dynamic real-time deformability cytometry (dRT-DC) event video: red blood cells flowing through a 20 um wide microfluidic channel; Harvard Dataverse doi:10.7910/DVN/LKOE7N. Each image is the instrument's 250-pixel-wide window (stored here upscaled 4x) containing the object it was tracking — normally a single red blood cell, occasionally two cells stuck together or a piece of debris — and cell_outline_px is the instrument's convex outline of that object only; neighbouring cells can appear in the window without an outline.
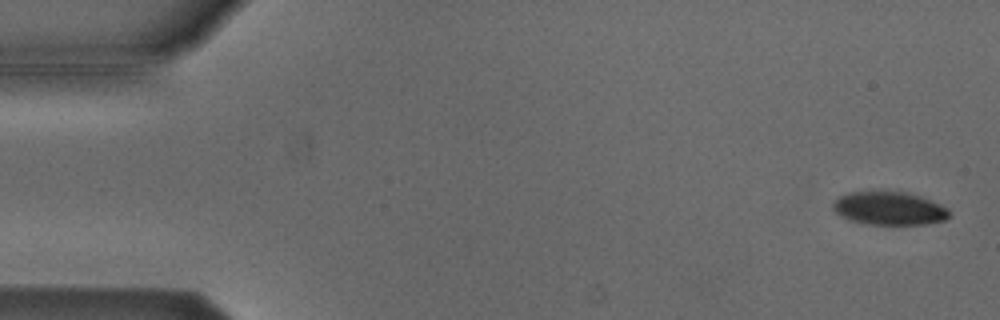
{"species": "Egyptian fruit bat (a non-hibernating species)", "species_latin": "Rousettus aegyptiacus", "temperature_condition": "cold", "stored_images_in_passage": 54, "camera_frame_rate_fps": 3000, "um_per_image_px": 0.085, "animal": {"sex": "male"}, "frame": {"image": 1, "passage_image": 2, "time_ms": 0.333, "image_size_px": [1000, 320], "cell_outline_px": [[952, 216], [944, 220], [928, 224], [868, 224], [848, 220], [840, 216], [832, 208], [832, 204], [840, 196], [848, 192], [908, 192], [920, 196], [940, 204], [948, 208]], "centroid_in_image_um": [75.6, 17.72], "position_along_channel_um": 9.4, "area_um2": 22.54}}
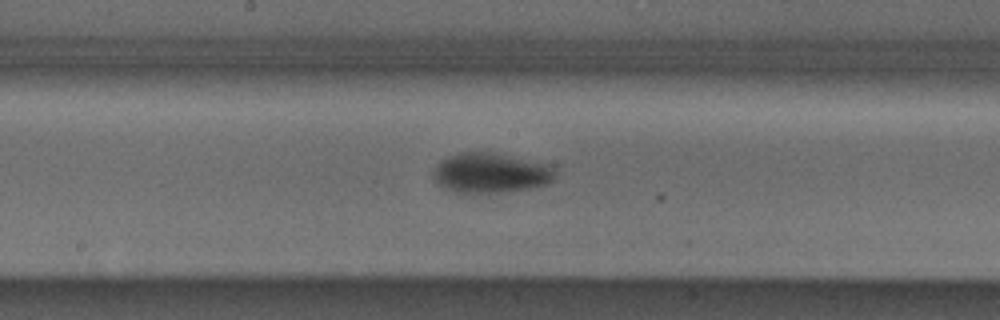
{"frame": {"image": 2, "passage_image": 28, "time_ms": 9.0, "image_size_px": [1000, 320], "cell_outline_px": [[556, 176], [548, 184], [532, 188], [500, 192], [456, 192], [436, 184], [436, 164], [460, 152], [492, 152], [556, 164]], "centroid_in_image_um": [41.85, 14.68], "position_along_channel_um": 206.4, "area_um2": 28.44}}
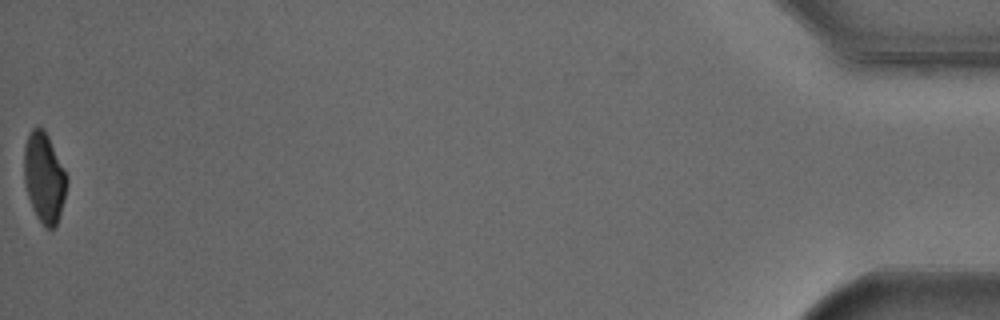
{"frame": {"image": 3, "passage_image": 54, "time_ms": 17.667, "image_size_px": [1000, 320], "cell_outline_px": [[68, 180], [64, 200], [56, 224], [52, 228], [44, 228], [36, 216], [28, 196], [24, 184], [24, 148], [28, 136], [32, 128], [44, 128], [68, 176]], "centroid_in_image_um": [3.75, 15.1], "position_along_channel_um": 431.4, "area_um2": 22.31}, "authors_computed_cell_mechanics": {"area_um2": 26.1834, "velocity_mm_per_s": 3.8127, "shape_relaxation_time_tau1_ms": 2.4419, "shape_relaxation_time_tau2_ms": null, "deformation_change_tau1": 0.1318, "deformation_change_tau2": null}}